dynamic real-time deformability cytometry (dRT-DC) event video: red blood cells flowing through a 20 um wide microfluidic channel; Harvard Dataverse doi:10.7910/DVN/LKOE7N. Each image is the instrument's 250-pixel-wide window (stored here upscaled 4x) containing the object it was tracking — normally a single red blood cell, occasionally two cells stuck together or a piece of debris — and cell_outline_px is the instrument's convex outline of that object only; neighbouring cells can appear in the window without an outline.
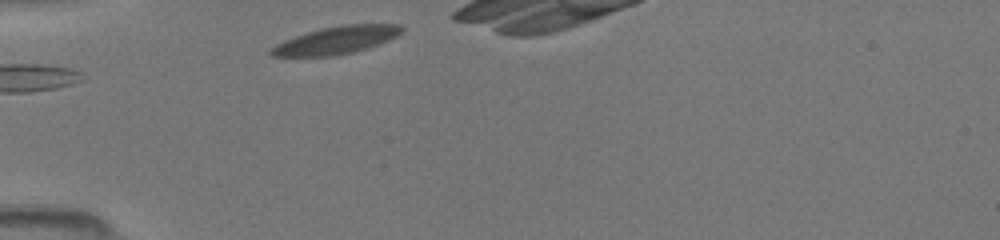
{"species": "common noctule bat (a hibernating species)", "species_latin": "Nyctalus noctula", "temperature_condition": "room temperature", "stored_images_in_passage": 6, "camera_frame_rate_fps": 3000, "um_per_image_px": 0.085, "animal": {"sex": "female", "body_mass_g": 19.5, "forearm_length_mm": 54.1}, "frame": {"image": 1, "passage_image": 2, "time_ms": 0.333, "image_size_px": [1000, 240], "cell_outline_px": [[404, 28], [396, 36], [388, 40], [368, 48], [352, 52], [332, 56], [272, 56], [268, 52], [276, 44], [284, 40], [320, 28], [344, 24], [400, 24]], "centroid_in_image_um": [28.58, 3.41], "position_along_channel_um": 56.4, "area_um2": 20.81}}